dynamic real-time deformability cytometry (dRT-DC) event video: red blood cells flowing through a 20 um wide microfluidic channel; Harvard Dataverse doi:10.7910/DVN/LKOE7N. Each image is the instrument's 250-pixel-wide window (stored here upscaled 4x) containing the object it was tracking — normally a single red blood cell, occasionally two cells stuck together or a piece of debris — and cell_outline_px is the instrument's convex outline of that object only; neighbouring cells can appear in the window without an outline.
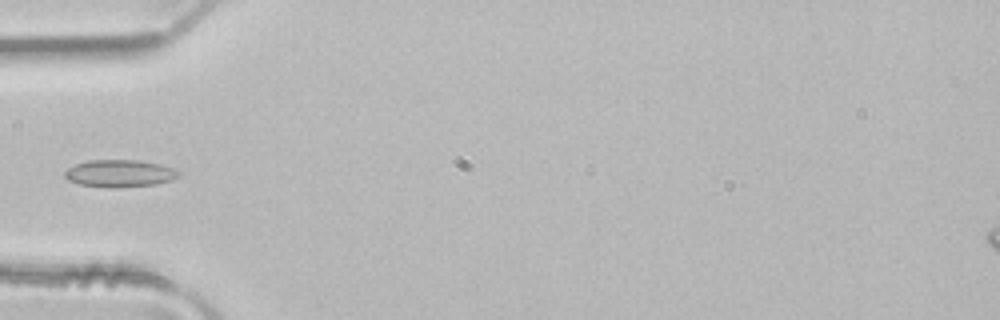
{"species": "common noctule bat (a hibernating species)", "species_latin": "Nyctalus noctula", "temperature_condition": "room temperature", "stored_images_in_passage": 3, "camera_frame_rate_fps": 3000, "um_per_image_px": 0.085, "animal": {"sex": "male", "body_mass_g": 21.5, "forearm_length_mm": 52.0}, "frame": {"image": 1, "passage_image": 3, "time_ms": 0.667, "image_size_px": [1000, 320], "cell_outline_px": [[184, 172], [180, 176], [172, 180], [156, 184], [116, 188], [108, 188], [80, 184], [68, 180], [64, 176], [64, 172], [68, 168], [76, 164], [88, 160], [136, 160], [160, 164]], "centroid_in_image_um": [10.2, 14.74], "position_along_channel_um": 74.8, "area_um2": 18.26}}